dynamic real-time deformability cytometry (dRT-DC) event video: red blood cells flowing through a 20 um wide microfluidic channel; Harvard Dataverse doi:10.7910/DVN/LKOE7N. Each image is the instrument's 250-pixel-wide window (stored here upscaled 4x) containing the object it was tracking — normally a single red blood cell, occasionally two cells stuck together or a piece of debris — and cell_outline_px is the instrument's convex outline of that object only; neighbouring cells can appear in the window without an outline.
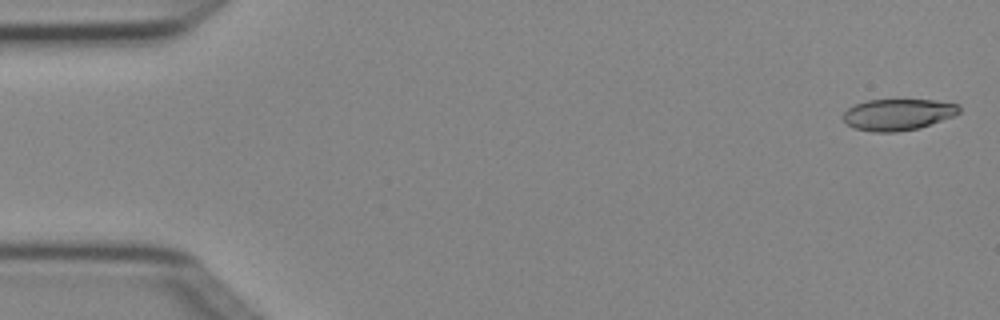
{"species": "Egyptian fruit bat (a non-hibernating species)", "species_latin": "Rousettus aegyptiacus", "temperature_condition": "cold", "stored_images_in_passage": 4, "camera_frame_rate_fps": 3000, "um_per_image_px": 0.085, "animal": {"sex": "female"}, "frame": {"image": 1, "passage_image": 1, "time_ms": 0.0, "image_size_px": [1000, 320], "cell_outline_px": [[960, 112], [956, 116], [920, 128], [896, 132], [872, 132], [856, 128], [848, 124], [844, 120], [844, 112], [848, 108], [856, 104], [868, 100], [932, 100], [960, 104]], "centroid_in_image_um": [76.39, 9.74], "position_along_channel_um": 8.6, "area_um2": 21.27}}
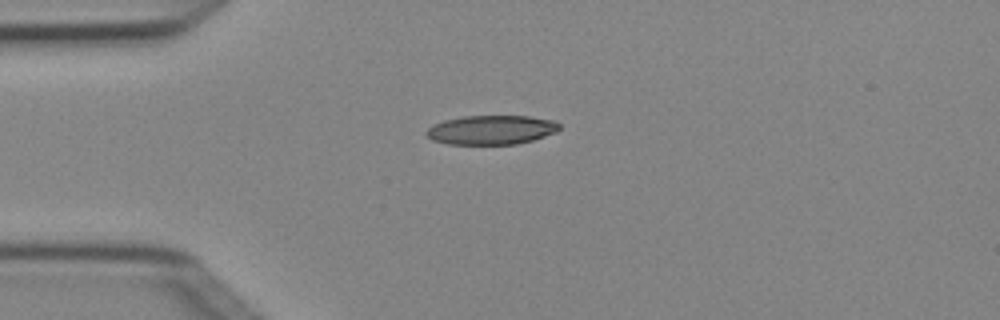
{"frame": {"image": 2, "passage_image": 4, "time_ms": 1.0, "image_size_px": [1000, 320], "cell_outline_px": [[560, 128], [556, 132], [532, 140], [516, 144], [448, 144], [432, 140], [424, 132], [428, 128], [444, 120], [464, 116], [528, 116], [556, 120], [560, 124]], "centroid_in_image_um": [41.79, 11.03], "position_along_channel_um": 43.2, "area_um2": 22.6}}